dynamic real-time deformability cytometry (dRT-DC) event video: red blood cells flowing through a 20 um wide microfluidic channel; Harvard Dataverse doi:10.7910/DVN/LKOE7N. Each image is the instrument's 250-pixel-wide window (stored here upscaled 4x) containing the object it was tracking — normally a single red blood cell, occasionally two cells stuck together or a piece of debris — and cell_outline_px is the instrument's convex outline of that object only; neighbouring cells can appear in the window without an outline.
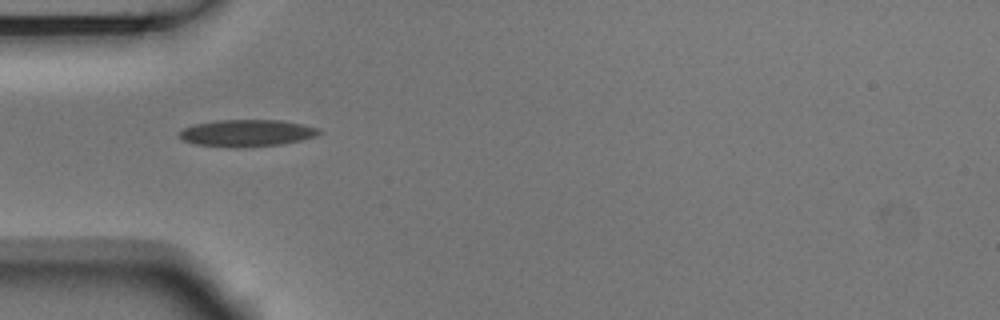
{"species": "Egyptian fruit bat (a non-hibernating species)", "species_latin": "Rousettus aegyptiacus", "temperature_condition": "room temperature", "stored_images_in_passage": 39, "camera_frame_rate_fps": 3000, "um_per_image_px": 0.085, "animal": {"sex": "male"}, "frame": {"image": 1, "passage_image": 1, "time_ms": 0.0, "image_size_px": [1000, 320], "cell_outline_px": [[320, 132], [316, 136], [300, 140], [280, 144], [196, 144], [184, 140], [180, 136], [180, 132], [184, 128], [192, 124], [216, 120], [280, 120], [304, 124], [320, 128]], "centroid_in_image_um": [21.04, 11.24], "position_along_channel_um": 64.0, "area_um2": 20.63}}
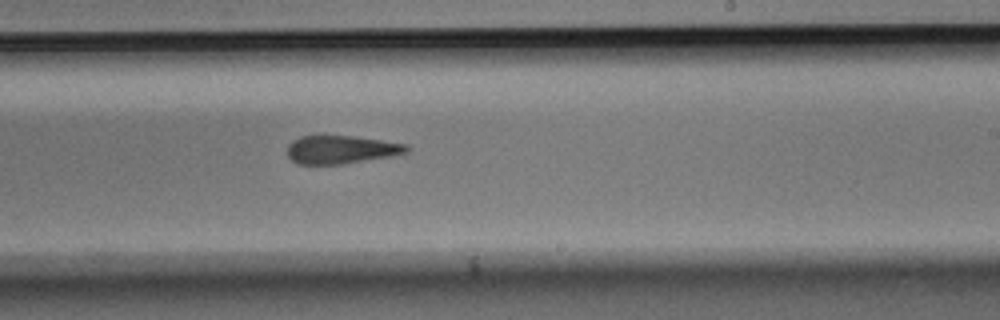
{"frame": {"image": 2, "passage_image": 17, "time_ms": 5.333, "image_size_px": [1000, 320], "cell_outline_px": [[408, 152], [388, 156], [340, 164], [296, 164], [288, 156], [288, 144], [292, 140], [300, 136], [352, 136], [408, 144]], "centroid_in_image_um": [28.95, 12.71], "position_along_channel_um": 260.1, "area_um2": 19.31}}
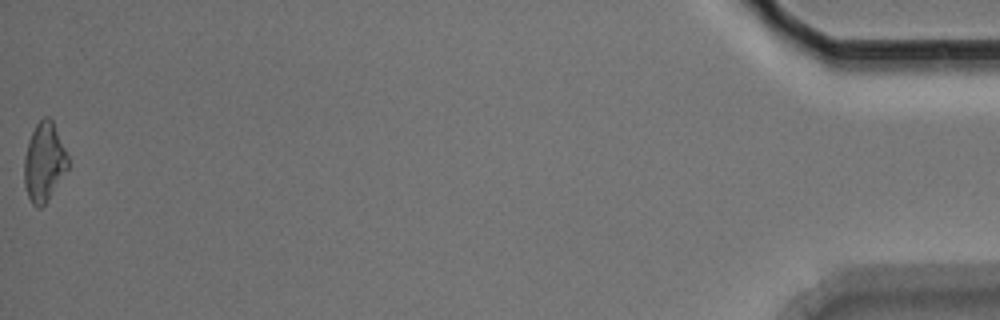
{"frame": {"image": 3, "passage_image": 39, "time_ms": 12.667, "image_size_px": [1000, 320], "cell_outline_px": [[68, 168], [48, 200], [40, 208], [36, 208], [32, 204], [28, 196], [24, 184], [24, 156], [28, 140], [36, 124], [44, 116], [48, 116], [52, 120], [68, 156]], "centroid_in_image_um": [3.73, 13.79], "position_along_channel_um": 431.5, "area_um2": 20.06}, "authors_computed_cell_mechanics": {"area_um2": 20.2878, "velocity_mm_per_s": 3.6811, "shape_relaxation_time_tau1_ms": 7.9483, "shape_relaxation_time_tau2_ms": 2.2164, "deformation_change_tau1": 0.181, "deformation_change_tau2": 0.1166}}